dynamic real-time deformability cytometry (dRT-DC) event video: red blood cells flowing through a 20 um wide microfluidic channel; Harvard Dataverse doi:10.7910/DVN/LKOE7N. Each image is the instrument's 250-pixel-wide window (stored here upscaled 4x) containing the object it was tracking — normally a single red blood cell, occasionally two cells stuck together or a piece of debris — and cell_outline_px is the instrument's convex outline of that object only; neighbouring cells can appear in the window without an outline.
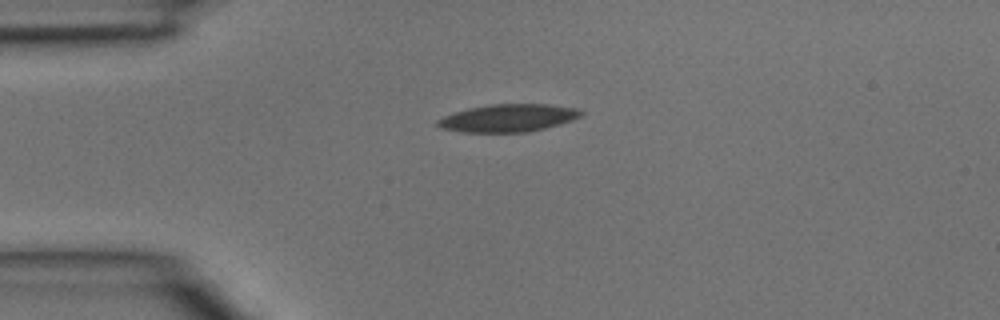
{"species": "common noctule bat (a hibernating species)", "species_latin": "Nyctalus noctula", "temperature_condition": "room temperature", "stored_images_in_passage": 4, "camera_frame_rate_fps": 3000, "um_per_image_px": 0.085, "animal": {"sex": "male", "body_mass_g": 15.6}, "frame": {"image": 1, "passage_image": 4, "time_ms": 1.0, "image_size_px": [1000, 320], "cell_outline_px": [[584, 112], [580, 116], [572, 120], [560, 124], [528, 132], [460, 132], [440, 128], [436, 124], [436, 120], [452, 112], [468, 108], [492, 104], [548, 104], [576, 108]], "centroid_in_image_um": [43.16, 10.03], "position_along_channel_um": 41.8, "area_um2": 23.18}}